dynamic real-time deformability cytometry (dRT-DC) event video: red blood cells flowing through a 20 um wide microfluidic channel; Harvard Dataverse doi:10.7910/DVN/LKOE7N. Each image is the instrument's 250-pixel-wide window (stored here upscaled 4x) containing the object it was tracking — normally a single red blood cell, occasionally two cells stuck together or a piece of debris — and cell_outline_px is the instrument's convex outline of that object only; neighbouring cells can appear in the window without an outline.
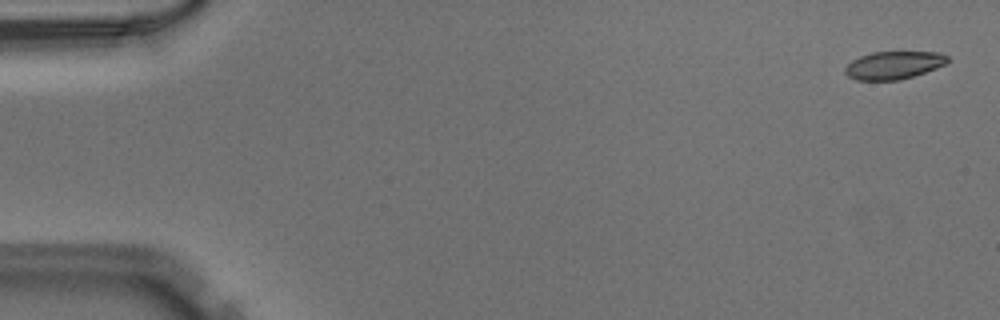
{"species": "Egyptian fruit bat (a non-hibernating species)", "species_latin": "Rousettus aegyptiacus", "temperature_condition": "warm", "stored_images_in_passage": 51, "camera_frame_rate_fps": 3000, "um_per_image_px": 0.085, "animal": {"sex": "male"}, "frame": {"image": 1, "passage_image": 2, "time_ms": 0.333, "image_size_px": [1000, 320], "cell_outline_px": [[952, 60], [936, 68], [900, 80], [856, 80], [848, 76], [844, 72], [844, 68], [852, 60], [860, 56], [872, 52], [940, 52], [948, 56]], "centroid_in_image_um": [75.97, 5.53], "position_along_channel_um": 9.0, "area_um2": 16.65}}
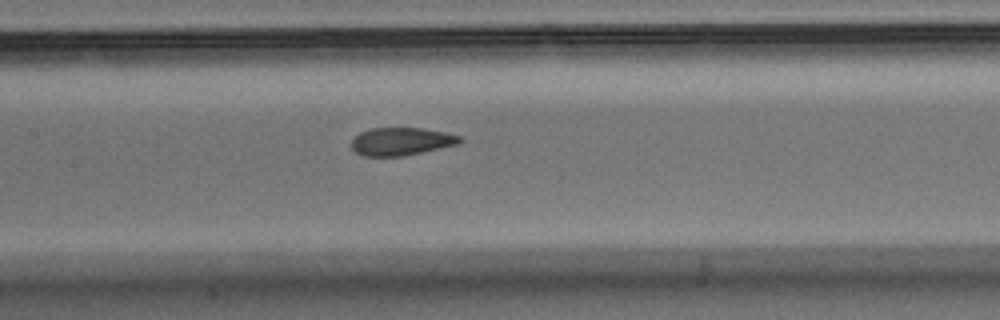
{"frame": {"image": 2, "passage_image": 25, "time_ms": 8.0, "image_size_px": [1000, 320], "cell_outline_px": [[464, 140], [456, 144], [440, 148], [400, 156], [364, 156], [356, 152], [352, 148], [352, 140], [360, 132], [372, 128], [420, 128], [444, 132], [460, 136]], "centroid_in_image_um": [34.09, 12.01], "position_along_channel_um": 173.3, "area_um2": 17.28}}
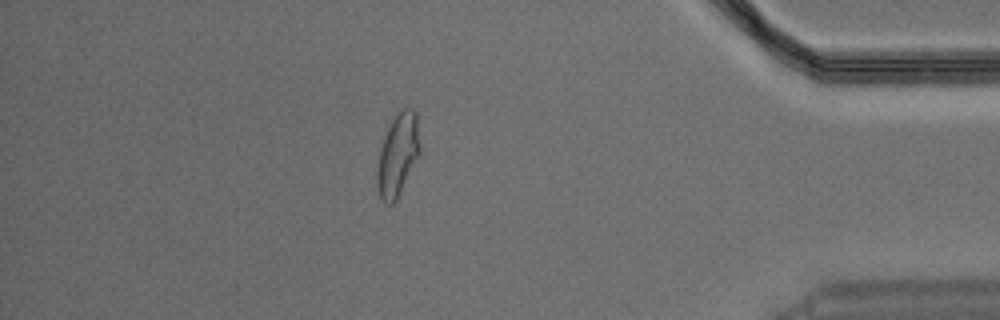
{"frame": {"image": 3, "passage_image": 45, "time_ms": 14.667, "image_size_px": [1000, 320], "cell_outline_px": [[420, 152], [396, 200], [392, 204], [384, 204], [380, 200], [376, 184], [376, 172], [380, 148], [384, 136], [392, 120], [404, 108], [412, 108], [416, 112], [420, 144]], "centroid_in_image_um": [33.79, 13.19], "position_along_channel_um": 401.4, "area_um2": 20.4}}